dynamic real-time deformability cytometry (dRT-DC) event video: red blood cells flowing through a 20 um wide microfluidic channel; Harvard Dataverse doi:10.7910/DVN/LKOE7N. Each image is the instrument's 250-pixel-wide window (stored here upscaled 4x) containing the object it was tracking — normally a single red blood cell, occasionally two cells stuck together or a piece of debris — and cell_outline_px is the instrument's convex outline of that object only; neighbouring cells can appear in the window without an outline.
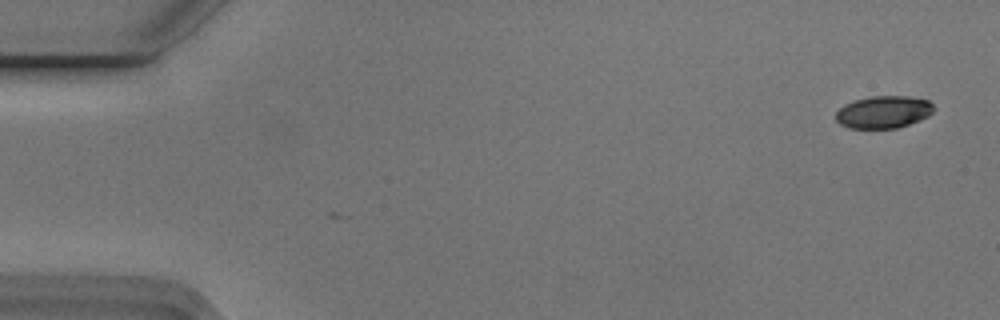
{"species": "Egyptian fruit bat (a non-hibernating species)", "species_latin": "Rousettus aegyptiacus", "temperature_condition": "cold", "stored_images_in_passage": 2, "camera_frame_rate_fps": 3000, "um_per_image_px": 0.085, "animal": {"sex": "male"}, "frame": {"image": 1, "passage_image": 2, "time_ms": 0.333, "image_size_px": [1000, 320], "cell_outline_px": [[936, 108], [928, 116], [920, 120], [896, 128], [848, 128], [840, 124], [836, 120], [836, 112], [844, 104], [856, 100], [872, 96], [908, 96], [928, 100]], "centroid_in_image_um": [75.11, 9.52], "position_along_channel_um": 9.9, "area_um2": 18.44}}